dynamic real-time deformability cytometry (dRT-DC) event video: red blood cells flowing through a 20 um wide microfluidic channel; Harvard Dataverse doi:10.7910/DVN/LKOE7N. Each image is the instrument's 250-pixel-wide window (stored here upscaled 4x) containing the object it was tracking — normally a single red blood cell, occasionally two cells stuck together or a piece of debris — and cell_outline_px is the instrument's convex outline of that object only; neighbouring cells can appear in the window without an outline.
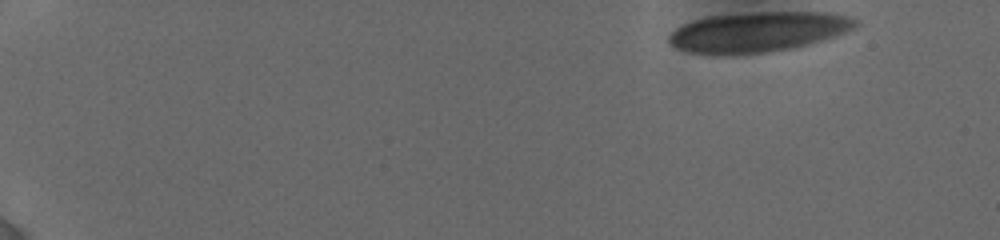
{"species": "human", "species_latin": "Homo sapiens", "temperature_condition": "cold", "stored_images_in_passage": 9, "camera_frame_rate_fps": 3000, "um_per_image_px": 0.085, "donor": {"sex": "female"}, "frame": {"image": 1, "passage_image": 1, "time_ms": 0.0, "image_size_px": [1000, 240], "cell_outline_px": [[860, 24], [856, 28], [820, 40], [788, 48], [768, 52], [692, 52], [676, 48], [668, 40], [668, 36], [676, 28], [692, 20], [708, 16], [752, 12], [824, 12], [844, 16], [856, 20]], "centroid_in_image_um": [64.43, 2.66], "position_along_channel_um": 20.6, "area_um2": 42.25}}
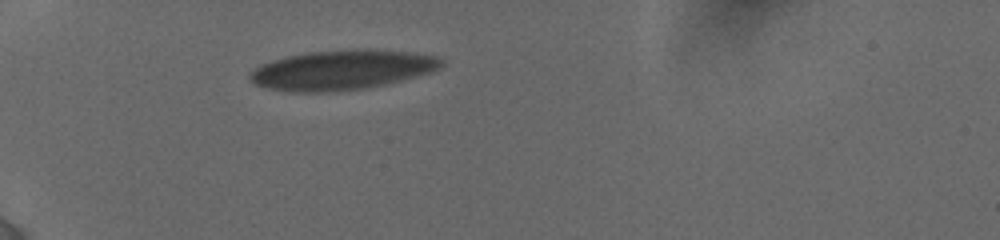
{"frame": {"image": 2, "passage_image": 7, "time_ms": 4.333, "image_size_px": [1000, 240], "cell_outline_px": [[444, 64], [440, 68], [432, 72], [384, 84], [364, 88], [336, 92], [288, 92], [268, 88], [256, 84], [248, 76], [260, 64], [272, 60], [288, 56], [308, 52], [368, 48], [408, 52], [436, 56], [444, 60]], "centroid_in_image_um": [29.08, 5.94], "position_along_channel_um": 55.9, "area_um2": 44.27}}